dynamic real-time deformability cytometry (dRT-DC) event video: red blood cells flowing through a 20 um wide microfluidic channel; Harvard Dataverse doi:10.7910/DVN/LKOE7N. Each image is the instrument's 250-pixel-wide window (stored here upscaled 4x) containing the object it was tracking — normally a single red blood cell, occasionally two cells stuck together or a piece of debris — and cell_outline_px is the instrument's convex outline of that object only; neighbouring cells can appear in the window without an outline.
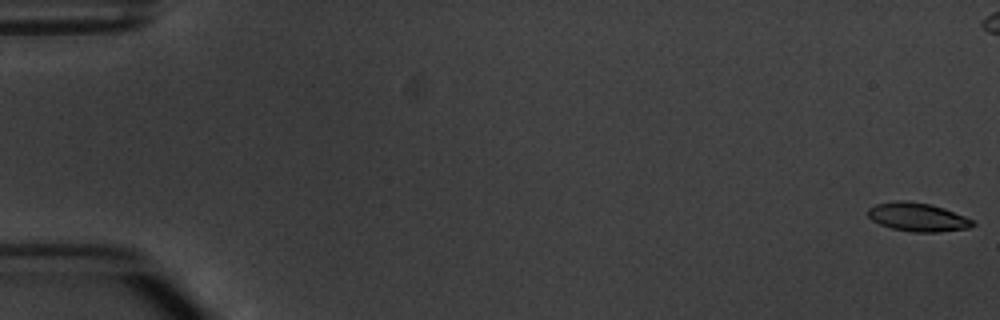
{"species": "common noctule bat (a hibernating species)", "species_latin": "Nyctalus noctula", "temperature_condition": "warm", "stored_images_in_passage": 7, "camera_frame_rate_fps": 3000, "um_per_image_px": 0.085, "animal": {"sex": "male", "body_mass_g": 20.1, "forearm_length_mm": 53.5}, "frame": {"image": 1, "passage_image": 1, "time_ms": 0.0, "image_size_px": [1000, 320], "cell_outline_px": [[976, 224], [968, 228], [936, 232], [912, 232], [892, 228], [880, 224], [872, 220], [868, 216], [868, 208], [876, 204], [896, 200], [904, 200], [932, 204], [944, 208], [964, 216], [972, 220]], "centroid_in_image_um": [77.99, 18.44], "position_along_channel_um": 7.0, "area_um2": 17.4}}